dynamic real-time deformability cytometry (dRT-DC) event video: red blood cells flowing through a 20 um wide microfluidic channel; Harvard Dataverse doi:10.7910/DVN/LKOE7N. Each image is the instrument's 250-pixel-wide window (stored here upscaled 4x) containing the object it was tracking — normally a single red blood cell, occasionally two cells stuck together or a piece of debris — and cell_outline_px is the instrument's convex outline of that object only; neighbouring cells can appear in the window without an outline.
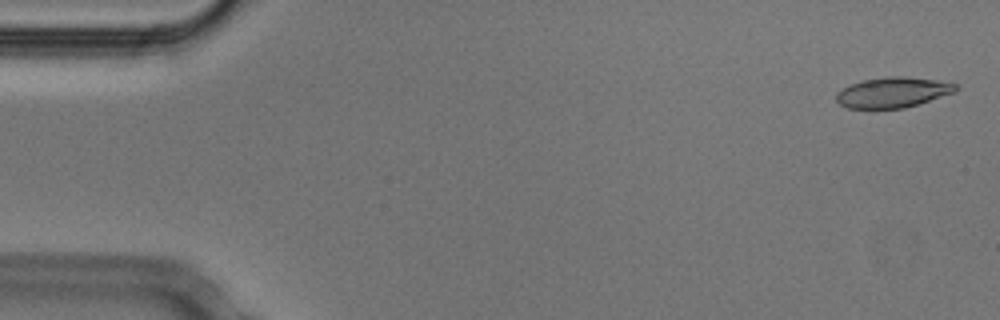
{"species": "Egyptian fruit bat (a non-hibernating species)", "species_latin": "Rousettus aegyptiacus", "temperature_condition": "cold", "stored_images_in_passage": 53, "camera_frame_rate_fps": 3000, "um_per_image_px": 0.085, "animal": {"sex": "male"}, "frame": {"image": 1, "passage_image": 2, "time_ms": 0.333, "image_size_px": [1000, 320], "cell_outline_px": [[956, 88], [952, 92], [904, 108], [848, 108], [840, 104], [836, 100], [836, 92], [852, 84], [864, 80], [888, 76], [904, 76], [932, 80], [956, 84]], "centroid_in_image_um": [75.81, 7.85], "position_along_channel_um": 9.2, "area_um2": 20.46}}
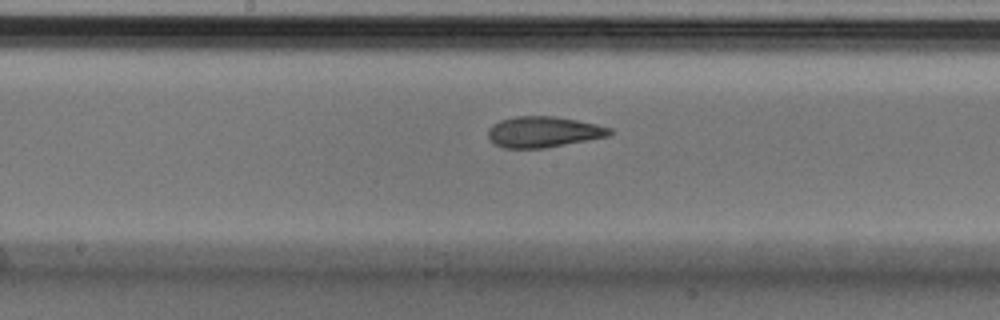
{"frame": {"image": 2, "passage_image": 27, "time_ms": 8.667, "image_size_px": [1000, 320], "cell_outline_px": [[612, 132], [608, 136], [544, 148], [504, 148], [496, 144], [488, 136], [488, 128], [492, 124], [500, 120], [516, 116], [556, 116], [596, 124], [612, 128]], "centroid_in_image_um": [46.17, 11.2], "position_along_channel_um": 202.0, "area_um2": 21.73}}
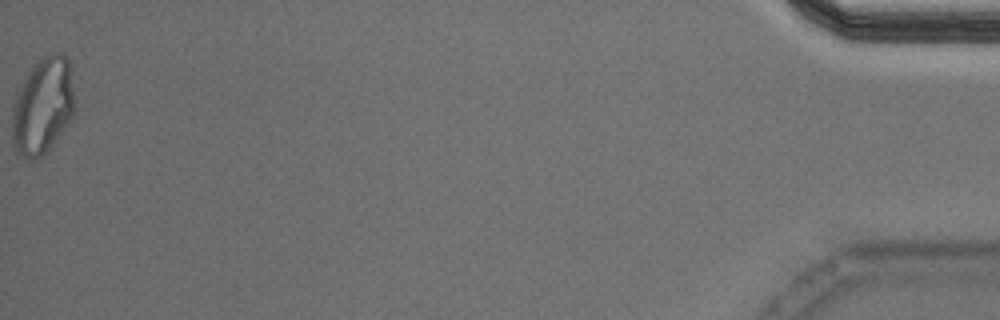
{"frame": {"image": 3, "passage_image": 53, "time_ms": 17.333, "image_size_px": [1000, 320], "cell_outline_px": [[72, 116], [48, 148], [36, 160], [28, 160], [16, 148], [12, 140], [12, 108], [16, 96], [28, 72], [44, 56], [52, 52], [60, 52], [68, 60], [72, 68]], "centroid_in_image_um": [3.62, 8.97], "position_along_channel_um": 431.6, "area_um2": 34.16}, "authors_computed_cell_mechanics": {"area_um2": 22.0796, "velocity_mm_per_s": 3.8021, "shape_relaxation_time_tau1_ms": 9.5667, "shape_relaxation_time_tau2_ms": 2.1335, "deformation_change_tau1": 0.2229, "deformation_change_tau2": 0.0842}}